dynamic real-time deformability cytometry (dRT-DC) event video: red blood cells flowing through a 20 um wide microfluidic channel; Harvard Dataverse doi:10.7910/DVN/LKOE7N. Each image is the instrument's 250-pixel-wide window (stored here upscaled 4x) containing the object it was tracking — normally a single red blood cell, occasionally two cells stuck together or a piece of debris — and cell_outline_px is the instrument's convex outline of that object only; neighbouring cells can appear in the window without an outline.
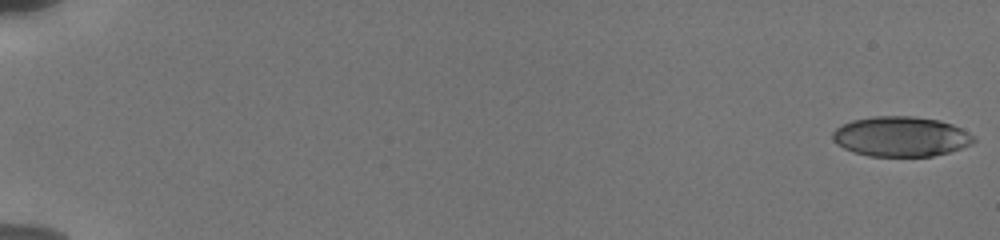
{"species": "human", "species_latin": "Homo sapiens", "temperature_condition": "cold", "stored_images_in_passage": 55, "camera_frame_rate_fps": 3000, "um_per_image_px": 0.085, "donor": {"sex": "male"}, "frame": {"image": 1, "passage_image": 1, "time_ms": 0.0, "image_size_px": [1000, 240], "cell_outline_px": [[976, 140], [972, 144], [948, 152], [932, 156], [868, 156], [852, 152], [836, 144], [832, 140], [832, 132], [836, 128], [852, 120], [872, 116], [912, 116], [940, 120], [952, 124], [976, 136]], "centroid_in_image_um": [76.57, 11.6], "position_along_channel_um": 8.4, "area_um2": 33.06}}
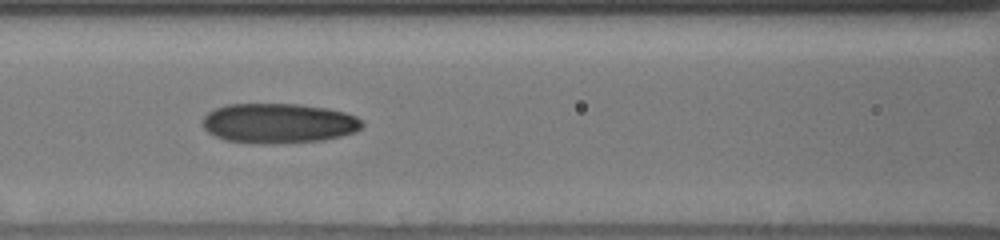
{"frame": {"image": 2, "passage_image": 27, "time_ms": 8.667, "image_size_px": [1000, 240], "cell_outline_px": [[364, 124], [356, 132], [324, 140], [276, 144], [260, 144], [224, 140], [208, 132], [204, 128], [204, 116], [208, 112], [216, 108], [228, 104], [300, 104], [328, 108], [344, 112], [356, 116], [364, 120]], "centroid_in_image_um": [23.72, 10.48], "position_along_channel_um": 142.9, "area_um2": 37.34}}
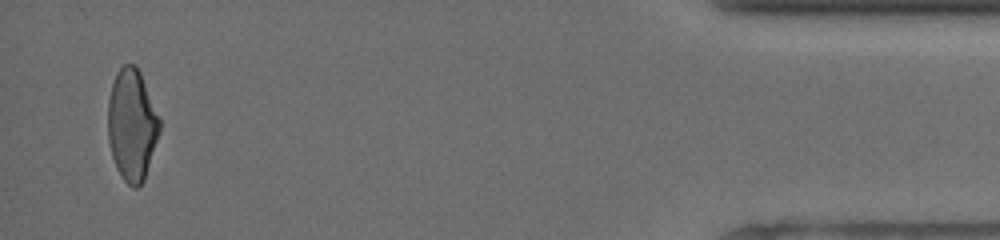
{"frame": {"image": 3, "passage_image": 54, "time_ms": 17.667, "image_size_px": [1000, 240], "cell_outline_px": [[160, 132], [144, 180], [136, 188], [132, 188], [120, 176], [116, 168], [112, 156], [108, 140], [108, 100], [112, 84], [120, 68], [124, 64], [136, 64], [140, 72], [160, 120]], "centroid_in_image_um": [11.21, 10.64], "position_along_channel_um": 424.0, "area_um2": 33.47}, "authors_computed_cell_mechanics": {"area_um2": 34.68, "velocity_mm_per_s": 3.8568, "shape_relaxation_time_tau1_ms": 5.5126, "shape_relaxation_time_tau2_ms": 2.2692, "deformation_change_tau1": 0.1586, "deformation_change_tau2": 0.0992}}